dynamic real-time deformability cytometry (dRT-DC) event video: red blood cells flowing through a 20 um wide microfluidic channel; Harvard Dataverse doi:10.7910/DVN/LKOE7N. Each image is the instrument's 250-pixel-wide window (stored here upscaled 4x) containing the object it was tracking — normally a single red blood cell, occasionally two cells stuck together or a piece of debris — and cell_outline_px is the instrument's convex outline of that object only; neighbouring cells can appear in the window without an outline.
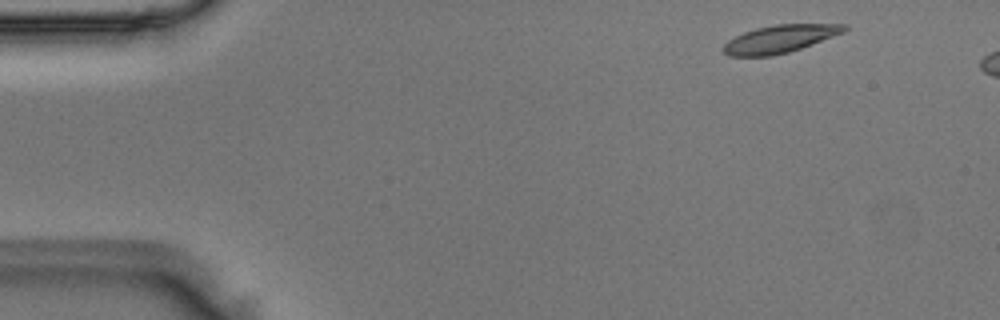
{"species": "Egyptian fruit bat (a non-hibernating species)", "species_latin": "Rousettus aegyptiacus", "temperature_condition": "room temperature", "stored_images_in_passage": 7, "camera_frame_rate_fps": 3000, "um_per_image_px": 0.085, "animal": {"sex": "male"}, "frame": {"image": 1, "passage_image": 2, "time_ms": 0.333, "image_size_px": [1000, 320], "cell_outline_px": [[848, 28], [844, 32], [812, 44], [788, 52], [772, 56], [728, 56], [720, 48], [728, 40], [744, 32], [756, 28], [776, 24], [844, 24]], "centroid_in_image_um": [66.25, 3.31], "position_along_channel_um": 18.8, "area_um2": 19.42}}